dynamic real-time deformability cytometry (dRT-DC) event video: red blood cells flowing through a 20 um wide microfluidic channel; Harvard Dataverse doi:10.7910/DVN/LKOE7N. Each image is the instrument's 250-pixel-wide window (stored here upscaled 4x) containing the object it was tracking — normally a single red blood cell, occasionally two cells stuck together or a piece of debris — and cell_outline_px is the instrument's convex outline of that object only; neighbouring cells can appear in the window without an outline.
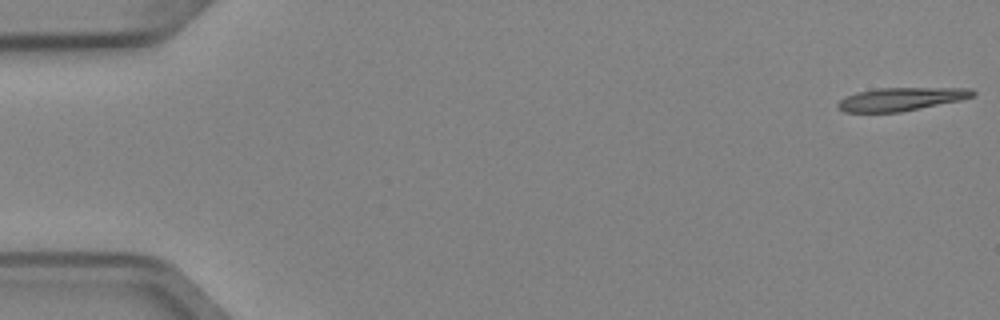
{"species": "Egyptian fruit bat (a non-hibernating species)", "species_latin": "Rousettus aegyptiacus", "temperature_condition": "cold", "stored_images_in_passage": 51, "camera_frame_rate_fps": 3000, "um_per_image_px": 0.085, "animal": {"sex": "female"}, "frame": {"image": 1, "passage_image": 1, "time_ms": 0.0, "image_size_px": [1000, 320], "cell_outline_px": [[976, 92], [972, 96], [960, 100], [900, 112], [844, 112], [836, 108], [836, 104], [844, 96], [856, 92], [876, 88], [972, 88]], "centroid_in_image_um": [76.52, 8.42], "position_along_channel_um": 8.5, "area_um2": 18.26}}
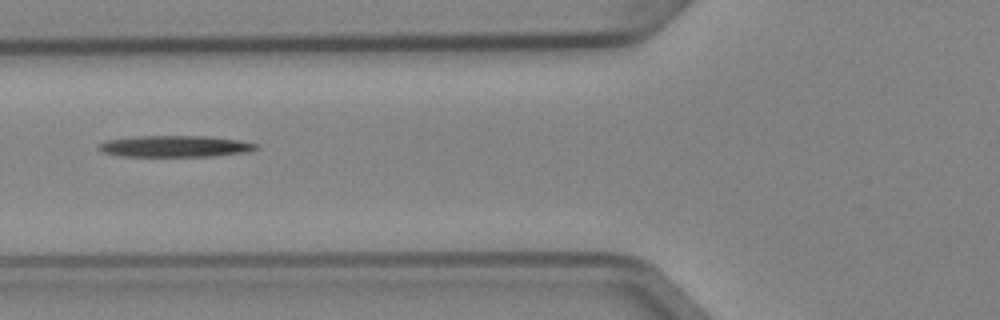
{"frame": {"image": 2, "passage_image": 20, "time_ms": 6.333, "image_size_px": [1000, 320], "cell_outline_px": [[260, 148], [248, 152], [212, 156], [120, 156], [104, 152], [96, 148], [100, 144], [108, 140], [140, 136], [208, 136], [240, 140], [260, 144]], "centroid_in_image_um": [14.97, 12.43], "position_along_channel_um": 110.8, "area_um2": 19.65}}
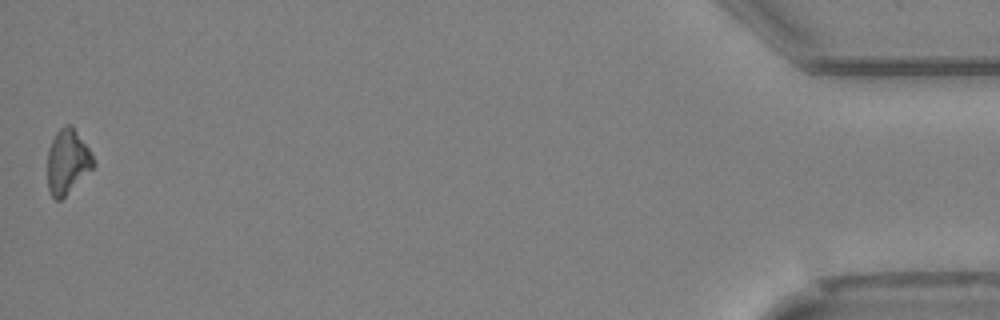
{"frame": {"image": 3, "passage_image": 51, "time_ms": 16.667, "image_size_px": [1000, 320], "cell_outline_px": [[96, 164], [60, 200], [56, 200], [52, 196], [48, 188], [48, 148], [56, 132], [64, 124], [72, 124], [88, 148]], "centroid_in_image_um": [5.72, 13.7], "position_along_channel_um": 429.5, "area_um2": 16.99}, "authors_computed_cell_mechanics": {"area_um2": 18.8428, "velocity_mm_per_s": 3.9782, "shape_relaxation_time_tau1_ms": 4.4402, "shape_relaxation_time_tau2_ms": null, "deformation_change_tau1": 0.1255, "deformation_change_tau2": null}}